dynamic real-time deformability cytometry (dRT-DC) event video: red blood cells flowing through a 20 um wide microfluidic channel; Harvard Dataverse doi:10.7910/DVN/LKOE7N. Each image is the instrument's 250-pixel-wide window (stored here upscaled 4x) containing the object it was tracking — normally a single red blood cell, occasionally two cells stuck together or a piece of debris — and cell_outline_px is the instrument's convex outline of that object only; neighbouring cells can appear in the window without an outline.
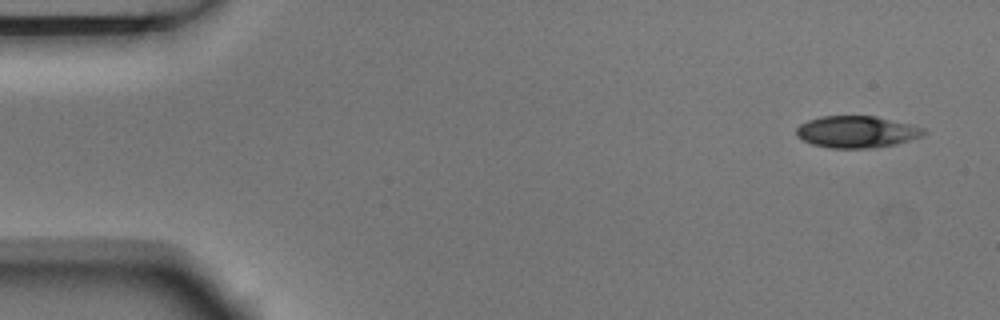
{"species": "Egyptian fruit bat (a non-hibernating species)", "species_latin": "Rousettus aegyptiacus", "temperature_condition": "room temperature", "stored_images_in_passage": 8, "camera_frame_rate_fps": 3000, "um_per_image_px": 0.085, "animal": {"sex": "male"}, "frame": {"image": 1, "passage_image": 1, "time_ms": 0.0, "image_size_px": [1000, 320], "cell_outline_px": [[928, 132], [924, 136], [896, 144], [868, 148], [828, 148], [812, 144], [796, 136], [796, 128], [800, 124], [808, 120], [820, 116], [876, 116], [912, 124], [924, 128]], "centroid_in_image_um": [72.85, 11.2], "position_along_channel_um": 12.2, "area_um2": 23.81}}
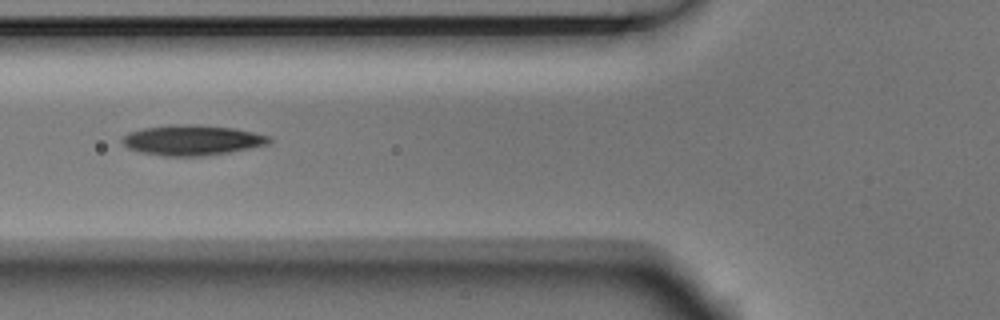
{"frame": {"image": 2, "passage_image": 5, "time_ms": 1.333, "image_size_px": [1000, 320], "cell_outline_px": [[272, 140], [268, 144], [228, 152], [200, 156], [164, 156], [144, 152], [128, 148], [120, 140], [128, 132], [144, 128], [168, 124], [196, 124], [236, 128], [272, 136]], "centroid_in_image_um": [16.35, 11.89], "position_along_channel_um": 109.5, "area_um2": 25.95}}
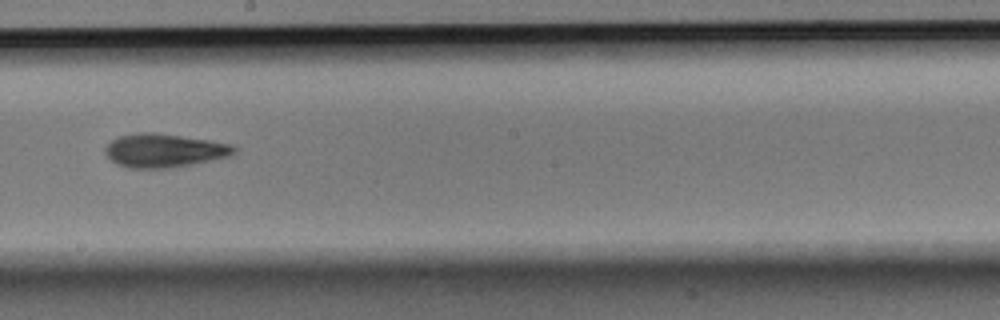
{"frame": {"image": 3, "passage_image": 8, "time_ms": 2.333, "image_size_px": [1000, 320], "cell_outline_px": [[236, 152], [228, 156], [192, 164], [172, 168], [128, 168], [116, 164], [104, 152], [104, 148], [112, 140], [120, 136], [136, 132], [156, 132], [208, 140], [228, 144], [236, 148]], "centroid_in_image_um": [13.9, 12.79], "position_along_channel_um": 234.3, "area_um2": 25.09}}